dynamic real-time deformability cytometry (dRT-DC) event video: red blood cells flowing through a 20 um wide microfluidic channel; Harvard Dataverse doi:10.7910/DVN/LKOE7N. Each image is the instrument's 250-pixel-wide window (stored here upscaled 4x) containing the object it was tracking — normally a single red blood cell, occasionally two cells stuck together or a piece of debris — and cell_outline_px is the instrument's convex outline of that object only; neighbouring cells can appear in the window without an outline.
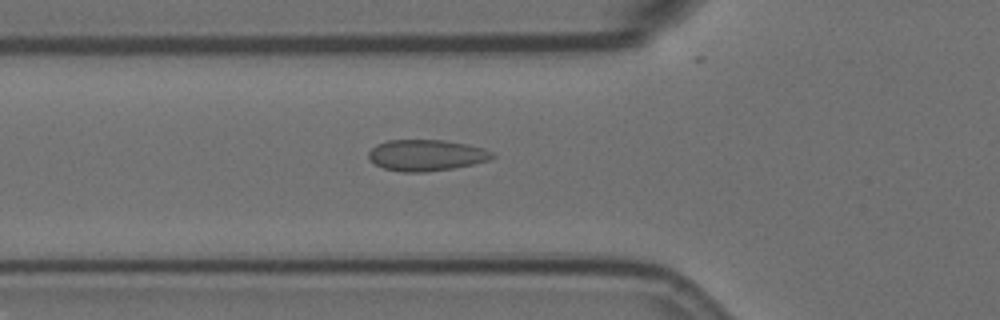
{"species": "Egyptian fruit bat (a non-hibernating species)", "species_latin": "Rousettus aegyptiacus", "temperature_condition": "room temperature", "stored_images_in_passage": 52, "camera_frame_rate_fps": 3000, "um_per_image_px": 0.085, "animal": {"sex": "female"}, "frame": {"image": 1, "passage_image": 16, "time_ms": 5.0, "image_size_px": [1000, 320], "cell_outline_px": [[496, 156], [492, 160], [452, 168], [424, 172], [404, 172], [384, 168], [368, 160], [368, 152], [376, 144], [388, 140], [444, 140], [468, 144], [484, 148], [492, 152]], "centroid_in_image_um": [36.25, 13.19], "position_along_channel_um": 89.6, "area_um2": 22.6}}
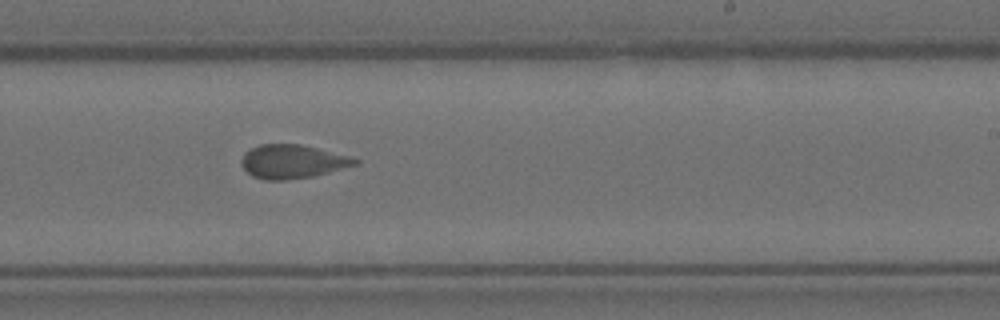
{"frame": {"image": 2, "passage_image": 31, "time_ms": 10.0, "image_size_px": [1000, 320], "cell_outline_px": [[360, 164], [312, 176], [288, 180], [264, 180], [252, 176], [240, 164], [240, 160], [244, 152], [260, 144], [300, 144], [348, 156], [360, 160]], "centroid_in_image_um": [24.83, 13.74], "position_along_channel_um": 264.2, "area_um2": 22.25}}
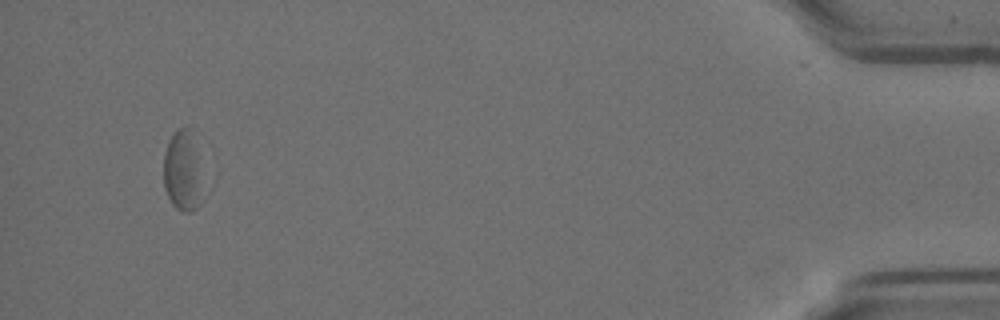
{"frame": {"image": 3, "passage_image": 51, "time_ms": 16.667, "image_size_px": [1000, 320], "cell_outline_px": [[216, 176], [212, 188], [208, 196], [192, 212], [180, 212], [172, 204], [168, 196], [164, 184], [164, 152], [168, 140], [180, 128], [188, 128], [200, 132]], "centroid_in_image_um": [15.94, 14.47], "position_along_channel_um": 419.3, "area_um2": 23.76}}